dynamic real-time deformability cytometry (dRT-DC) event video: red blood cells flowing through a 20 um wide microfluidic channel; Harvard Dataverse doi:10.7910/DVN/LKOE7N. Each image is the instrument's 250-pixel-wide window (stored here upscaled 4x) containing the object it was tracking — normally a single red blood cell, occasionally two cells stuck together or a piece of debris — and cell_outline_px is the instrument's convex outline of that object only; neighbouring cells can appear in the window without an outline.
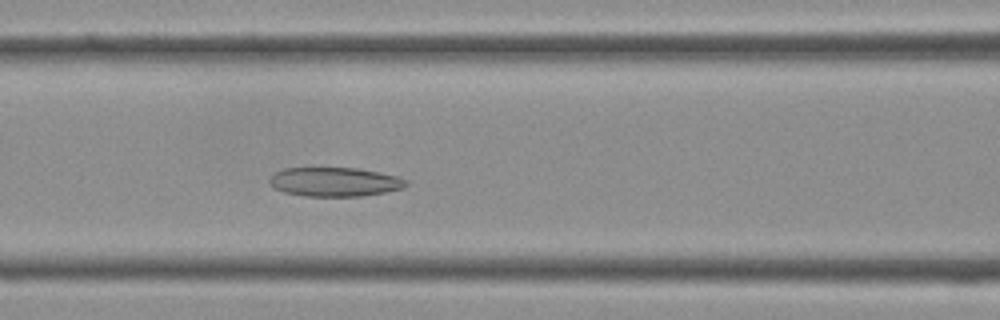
{"species": "Egyptian fruit bat (a non-hibernating species)", "species_latin": "Rousettus aegyptiacus", "temperature_condition": "cold", "stored_images_in_passage": 38, "camera_frame_rate_fps": 3000, "um_per_image_px": 0.085, "frame": {"image": 1, "passage_image": 15, "time_ms": 4.667, "image_size_px": [1000, 320], "cell_outline_px": [[408, 184], [404, 188], [384, 192], [360, 196], [304, 196], [284, 192], [272, 188], [268, 180], [276, 172], [284, 168], [356, 168], [396, 176], [408, 180]], "centroid_in_image_um": [28.42, 15.46], "position_along_channel_um": 138.2, "area_um2": 23.06}}
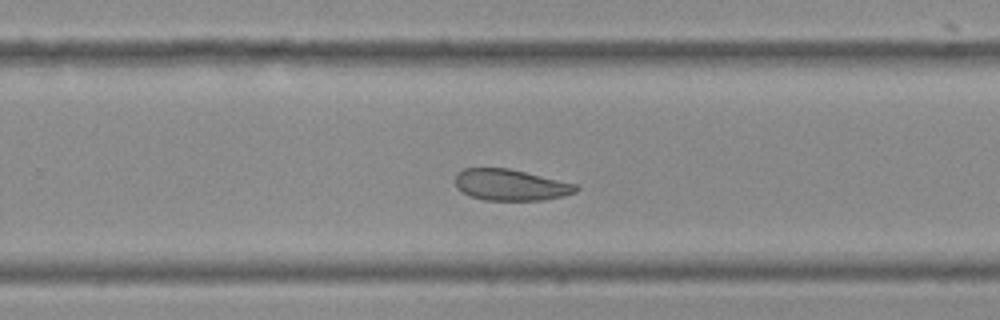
{"frame": {"image": 2, "passage_image": 24, "time_ms": 7.667, "image_size_px": [1000, 320], "cell_outline_px": [[580, 188], [576, 192], [544, 200], [484, 200], [472, 196], [456, 188], [456, 172], [464, 168], [508, 168], [576, 184]], "centroid_in_image_um": [43.38, 15.71], "position_along_channel_um": 286.4, "area_um2": 21.79}}
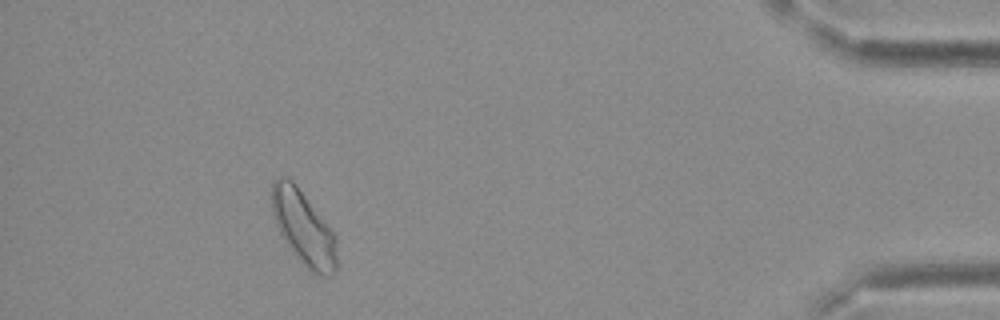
{"frame": {"image": 3, "passage_image": 35, "time_ms": 11.333, "image_size_px": [1000, 320], "cell_outline_px": [[336, 268], [332, 276], [320, 276], [312, 272], [288, 248], [280, 236], [272, 216], [272, 180], [276, 176], [284, 176], [292, 180], [296, 184], [332, 232], [336, 244]], "centroid_in_image_um": [25.74, 19.36], "position_along_channel_um": 409.5, "area_um2": 27.92}}